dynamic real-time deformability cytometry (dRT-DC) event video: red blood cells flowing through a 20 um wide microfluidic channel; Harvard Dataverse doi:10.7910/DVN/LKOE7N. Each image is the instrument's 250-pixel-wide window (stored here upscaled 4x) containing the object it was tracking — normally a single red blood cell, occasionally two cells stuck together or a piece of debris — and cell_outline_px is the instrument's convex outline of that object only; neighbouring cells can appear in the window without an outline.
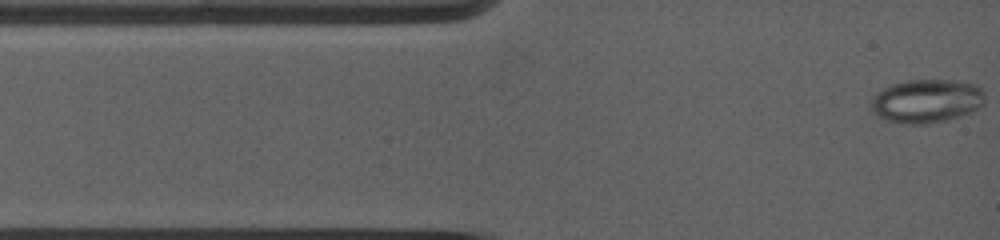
{"species": "common noctule bat (a hibernating species)", "species_latin": "Nyctalus noctula", "temperature_condition": "warm", "stored_images_in_passage": 66, "camera_frame_rate_fps": 5000, "um_per_image_px": 0.085, "animal": {"sex": "female", "body_mass_g": 19.0, "forearm_length_mm": 53.3}, "frame": {"image": 1, "passage_image": 1, "time_ms": 0.0, "image_size_px": [1000, 240], "cell_outline_px": [[984, 104], [972, 112], [960, 116], [928, 124], [904, 124], [888, 120], [876, 116], [872, 112], [872, 100], [876, 92], [892, 84], [904, 80], [960, 80], [980, 84], [984, 88]], "centroid_in_image_um": [78.81, 8.57], "position_along_channel_um": 6.2, "area_um2": 29.36}}
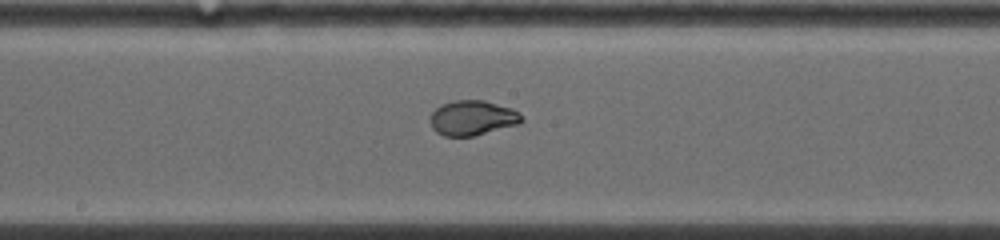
{"frame": {"image": 2, "passage_image": 33, "time_ms": 6.4, "image_size_px": [1000, 240], "cell_outline_px": [[524, 120], [520, 124], [472, 136], [444, 136], [436, 132], [432, 128], [428, 120], [432, 112], [440, 104], [456, 100], [484, 100], [512, 108], [520, 112]], "centroid_in_image_um": [40.15, 10.02], "position_along_channel_um": 208.0, "area_um2": 18.84}}
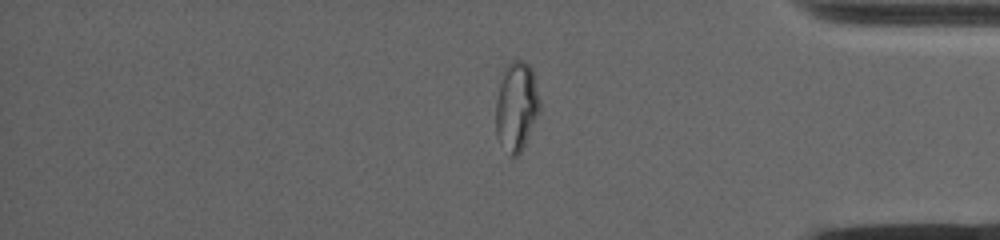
{"frame": {"image": 3, "passage_image": 60, "time_ms": 11.6, "image_size_px": [1000, 240], "cell_outline_px": [[540, 112], [520, 152], [516, 156], [508, 156], [496, 136], [496, 100], [500, 72], [512, 60], [524, 60], [532, 68], [540, 104]], "centroid_in_image_um": [43.87, 9.01], "position_along_channel_um": 391.3, "area_um2": 23.12}}